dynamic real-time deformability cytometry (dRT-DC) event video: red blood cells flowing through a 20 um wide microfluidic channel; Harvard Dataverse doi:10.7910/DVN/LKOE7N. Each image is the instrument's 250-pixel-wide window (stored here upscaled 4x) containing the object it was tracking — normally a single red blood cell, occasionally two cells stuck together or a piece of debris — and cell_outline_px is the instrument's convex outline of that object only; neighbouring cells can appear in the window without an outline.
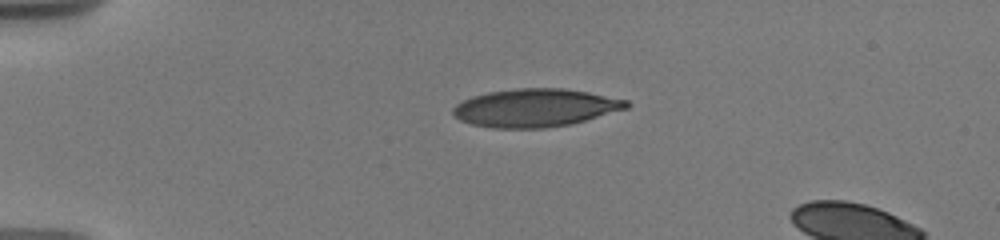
{"species": "human", "species_latin": "Homo sapiens", "temperature_condition": "warm", "stored_images_in_passage": 4, "camera_frame_rate_fps": 3000, "um_per_image_px": 0.085, "donor": {"sex": "male"}, "frame": {"image": 1, "passage_image": 1, "time_ms": 0.0, "image_size_px": [1000, 240], "cell_outline_px": [[632, 104], [628, 108], [572, 124], [548, 128], [492, 128], [472, 124], [460, 120], [452, 116], [452, 108], [456, 104], [472, 96], [488, 92], [516, 88], [564, 88], [588, 92], [628, 100]], "centroid_in_image_um": [45.5, 9.17], "position_along_channel_um": 39.5, "area_um2": 38.73}}